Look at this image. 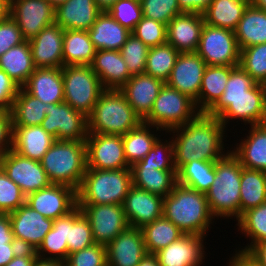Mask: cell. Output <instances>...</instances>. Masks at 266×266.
Listing matches in <instances>:
<instances>
[{
    "label": "cell",
    "mask_w": 266,
    "mask_h": 266,
    "mask_svg": "<svg viewBox=\"0 0 266 266\" xmlns=\"http://www.w3.org/2000/svg\"><path fill=\"white\" fill-rule=\"evenodd\" d=\"M168 132L174 133L172 141L177 171L190 161H217L227 154L223 151L226 129L216 116L206 112H199L191 121Z\"/></svg>",
    "instance_id": "obj_1"
},
{
    "label": "cell",
    "mask_w": 266,
    "mask_h": 266,
    "mask_svg": "<svg viewBox=\"0 0 266 266\" xmlns=\"http://www.w3.org/2000/svg\"><path fill=\"white\" fill-rule=\"evenodd\" d=\"M206 113L216 116L225 128L231 119L251 126L266 123L259 83L239 65L233 67L223 94Z\"/></svg>",
    "instance_id": "obj_2"
},
{
    "label": "cell",
    "mask_w": 266,
    "mask_h": 266,
    "mask_svg": "<svg viewBox=\"0 0 266 266\" xmlns=\"http://www.w3.org/2000/svg\"><path fill=\"white\" fill-rule=\"evenodd\" d=\"M163 216L184 234L197 236H206L214 219L206 194L178 183L163 199Z\"/></svg>",
    "instance_id": "obj_3"
},
{
    "label": "cell",
    "mask_w": 266,
    "mask_h": 266,
    "mask_svg": "<svg viewBox=\"0 0 266 266\" xmlns=\"http://www.w3.org/2000/svg\"><path fill=\"white\" fill-rule=\"evenodd\" d=\"M242 165L231 152L215 161V179L206 192L209 210L214 218L240 219V182ZM216 216V217H215Z\"/></svg>",
    "instance_id": "obj_4"
},
{
    "label": "cell",
    "mask_w": 266,
    "mask_h": 266,
    "mask_svg": "<svg viewBox=\"0 0 266 266\" xmlns=\"http://www.w3.org/2000/svg\"><path fill=\"white\" fill-rule=\"evenodd\" d=\"M40 163L51 183L78 190L87 169L86 143L56 140Z\"/></svg>",
    "instance_id": "obj_5"
},
{
    "label": "cell",
    "mask_w": 266,
    "mask_h": 266,
    "mask_svg": "<svg viewBox=\"0 0 266 266\" xmlns=\"http://www.w3.org/2000/svg\"><path fill=\"white\" fill-rule=\"evenodd\" d=\"M141 122L120 90L105 89L88 116V132L123 136Z\"/></svg>",
    "instance_id": "obj_6"
},
{
    "label": "cell",
    "mask_w": 266,
    "mask_h": 266,
    "mask_svg": "<svg viewBox=\"0 0 266 266\" xmlns=\"http://www.w3.org/2000/svg\"><path fill=\"white\" fill-rule=\"evenodd\" d=\"M133 186L131 168L99 170L87 168L77 190V204H119Z\"/></svg>",
    "instance_id": "obj_7"
},
{
    "label": "cell",
    "mask_w": 266,
    "mask_h": 266,
    "mask_svg": "<svg viewBox=\"0 0 266 266\" xmlns=\"http://www.w3.org/2000/svg\"><path fill=\"white\" fill-rule=\"evenodd\" d=\"M199 111L195 102L166 83L159 91L150 114L143 122L152 125L157 131H166L183 126L191 121Z\"/></svg>",
    "instance_id": "obj_8"
},
{
    "label": "cell",
    "mask_w": 266,
    "mask_h": 266,
    "mask_svg": "<svg viewBox=\"0 0 266 266\" xmlns=\"http://www.w3.org/2000/svg\"><path fill=\"white\" fill-rule=\"evenodd\" d=\"M64 102L87 117L105 90L90 65L62 67Z\"/></svg>",
    "instance_id": "obj_9"
},
{
    "label": "cell",
    "mask_w": 266,
    "mask_h": 266,
    "mask_svg": "<svg viewBox=\"0 0 266 266\" xmlns=\"http://www.w3.org/2000/svg\"><path fill=\"white\" fill-rule=\"evenodd\" d=\"M196 53L207 66H238L240 49L234 31L204 24Z\"/></svg>",
    "instance_id": "obj_10"
},
{
    "label": "cell",
    "mask_w": 266,
    "mask_h": 266,
    "mask_svg": "<svg viewBox=\"0 0 266 266\" xmlns=\"http://www.w3.org/2000/svg\"><path fill=\"white\" fill-rule=\"evenodd\" d=\"M42 128L56 140L85 141L88 137V117L69 104H48Z\"/></svg>",
    "instance_id": "obj_11"
},
{
    "label": "cell",
    "mask_w": 266,
    "mask_h": 266,
    "mask_svg": "<svg viewBox=\"0 0 266 266\" xmlns=\"http://www.w3.org/2000/svg\"><path fill=\"white\" fill-rule=\"evenodd\" d=\"M90 223L94 242L107 246L129 227L119 204H77Z\"/></svg>",
    "instance_id": "obj_12"
},
{
    "label": "cell",
    "mask_w": 266,
    "mask_h": 266,
    "mask_svg": "<svg viewBox=\"0 0 266 266\" xmlns=\"http://www.w3.org/2000/svg\"><path fill=\"white\" fill-rule=\"evenodd\" d=\"M85 143L87 168L119 170L131 167L125 158L122 136L88 133Z\"/></svg>",
    "instance_id": "obj_13"
},
{
    "label": "cell",
    "mask_w": 266,
    "mask_h": 266,
    "mask_svg": "<svg viewBox=\"0 0 266 266\" xmlns=\"http://www.w3.org/2000/svg\"><path fill=\"white\" fill-rule=\"evenodd\" d=\"M0 167L26 196L51 184L40 161L23 157L12 149L0 158Z\"/></svg>",
    "instance_id": "obj_14"
},
{
    "label": "cell",
    "mask_w": 266,
    "mask_h": 266,
    "mask_svg": "<svg viewBox=\"0 0 266 266\" xmlns=\"http://www.w3.org/2000/svg\"><path fill=\"white\" fill-rule=\"evenodd\" d=\"M9 13L25 40L55 22V7L47 0H11Z\"/></svg>",
    "instance_id": "obj_15"
},
{
    "label": "cell",
    "mask_w": 266,
    "mask_h": 266,
    "mask_svg": "<svg viewBox=\"0 0 266 266\" xmlns=\"http://www.w3.org/2000/svg\"><path fill=\"white\" fill-rule=\"evenodd\" d=\"M26 204L46 218L57 219L77 206V190L51 183L48 187L26 196Z\"/></svg>",
    "instance_id": "obj_16"
},
{
    "label": "cell",
    "mask_w": 266,
    "mask_h": 266,
    "mask_svg": "<svg viewBox=\"0 0 266 266\" xmlns=\"http://www.w3.org/2000/svg\"><path fill=\"white\" fill-rule=\"evenodd\" d=\"M206 67V63L196 52L179 53L165 83L191 98L197 108V98Z\"/></svg>",
    "instance_id": "obj_17"
},
{
    "label": "cell",
    "mask_w": 266,
    "mask_h": 266,
    "mask_svg": "<svg viewBox=\"0 0 266 266\" xmlns=\"http://www.w3.org/2000/svg\"><path fill=\"white\" fill-rule=\"evenodd\" d=\"M64 29L57 23L43 28L28 40L35 68H62Z\"/></svg>",
    "instance_id": "obj_18"
},
{
    "label": "cell",
    "mask_w": 266,
    "mask_h": 266,
    "mask_svg": "<svg viewBox=\"0 0 266 266\" xmlns=\"http://www.w3.org/2000/svg\"><path fill=\"white\" fill-rule=\"evenodd\" d=\"M163 197L132 186L122 204L130 227L142 228L163 216Z\"/></svg>",
    "instance_id": "obj_19"
},
{
    "label": "cell",
    "mask_w": 266,
    "mask_h": 266,
    "mask_svg": "<svg viewBox=\"0 0 266 266\" xmlns=\"http://www.w3.org/2000/svg\"><path fill=\"white\" fill-rule=\"evenodd\" d=\"M147 253L141 228L129 226L106 246L107 266H137Z\"/></svg>",
    "instance_id": "obj_20"
},
{
    "label": "cell",
    "mask_w": 266,
    "mask_h": 266,
    "mask_svg": "<svg viewBox=\"0 0 266 266\" xmlns=\"http://www.w3.org/2000/svg\"><path fill=\"white\" fill-rule=\"evenodd\" d=\"M184 234L166 248L155 253L160 266H200L205 259L204 238Z\"/></svg>",
    "instance_id": "obj_21"
},
{
    "label": "cell",
    "mask_w": 266,
    "mask_h": 266,
    "mask_svg": "<svg viewBox=\"0 0 266 266\" xmlns=\"http://www.w3.org/2000/svg\"><path fill=\"white\" fill-rule=\"evenodd\" d=\"M165 83L146 73L132 75L119 89L136 114L144 120L153 107L159 91Z\"/></svg>",
    "instance_id": "obj_22"
},
{
    "label": "cell",
    "mask_w": 266,
    "mask_h": 266,
    "mask_svg": "<svg viewBox=\"0 0 266 266\" xmlns=\"http://www.w3.org/2000/svg\"><path fill=\"white\" fill-rule=\"evenodd\" d=\"M8 214L14 237L29 242L36 249L53 227V219L44 217L26 203Z\"/></svg>",
    "instance_id": "obj_23"
},
{
    "label": "cell",
    "mask_w": 266,
    "mask_h": 266,
    "mask_svg": "<svg viewBox=\"0 0 266 266\" xmlns=\"http://www.w3.org/2000/svg\"><path fill=\"white\" fill-rule=\"evenodd\" d=\"M205 24L202 14L182 13L167 24V43L179 53L196 52Z\"/></svg>",
    "instance_id": "obj_24"
},
{
    "label": "cell",
    "mask_w": 266,
    "mask_h": 266,
    "mask_svg": "<svg viewBox=\"0 0 266 266\" xmlns=\"http://www.w3.org/2000/svg\"><path fill=\"white\" fill-rule=\"evenodd\" d=\"M22 88L45 104L64 102L62 68H35Z\"/></svg>",
    "instance_id": "obj_25"
},
{
    "label": "cell",
    "mask_w": 266,
    "mask_h": 266,
    "mask_svg": "<svg viewBox=\"0 0 266 266\" xmlns=\"http://www.w3.org/2000/svg\"><path fill=\"white\" fill-rule=\"evenodd\" d=\"M90 66L104 89L119 90L132 76L118 50H96Z\"/></svg>",
    "instance_id": "obj_26"
},
{
    "label": "cell",
    "mask_w": 266,
    "mask_h": 266,
    "mask_svg": "<svg viewBox=\"0 0 266 266\" xmlns=\"http://www.w3.org/2000/svg\"><path fill=\"white\" fill-rule=\"evenodd\" d=\"M101 12L94 0H67L55 8V23L64 30L88 31Z\"/></svg>",
    "instance_id": "obj_27"
},
{
    "label": "cell",
    "mask_w": 266,
    "mask_h": 266,
    "mask_svg": "<svg viewBox=\"0 0 266 266\" xmlns=\"http://www.w3.org/2000/svg\"><path fill=\"white\" fill-rule=\"evenodd\" d=\"M55 141L41 125L13 126L12 150L23 157L40 161Z\"/></svg>",
    "instance_id": "obj_28"
},
{
    "label": "cell",
    "mask_w": 266,
    "mask_h": 266,
    "mask_svg": "<svg viewBox=\"0 0 266 266\" xmlns=\"http://www.w3.org/2000/svg\"><path fill=\"white\" fill-rule=\"evenodd\" d=\"M250 127L249 136L231 152L244 168L266 172V123Z\"/></svg>",
    "instance_id": "obj_29"
},
{
    "label": "cell",
    "mask_w": 266,
    "mask_h": 266,
    "mask_svg": "<svg viewBox=\"0 0 266 266\" xmlns=\"http://www.w3.org/2000/svg\"><path fill=\"white\" fill-rule=\"evenodd\" d=\"M87 32L96 50L120 51L131 34L108 11H102Z\"/></svg>",
    "instance_id": "obj_30"
},
{
    "label": "cell",
    "mask_w": 266,
    "mask_h": 266,
    "mask_svg": "<svg viewBox=\"0 0 266 266\" xmlns=\"http://www.w3.org/2000/svg\"><path fill=\"white\" fill-rule=\"evenodd\" d=\"M133 186L165 198L177 184V171H163L146 164L131 167Z\"/></svg>",
    "instance_id": "obj_31"
},
{
    "label": "cell",
    "mask_w": 266,
    "mask_h": 266,
    "mask_svg": "<svg viewBox=\"0 0 266 266\" xmlns=\"http://www.w3.org/2000/svg\"><path fill=\"white\" fill-rule=\"evenodd\" d=\"M0 69L5 71L20 88L25 85L35 70L28 40L10 48L0 56Z\"/></svg>",
    "instance_id": "obj_32"
},
{
    "label": "cell",
    "mask_w": 266,
    "mask_h": 266,
    "mask_svg": "<svg viewBox=\"0 0 266 266\" xmlns=\"http://www.w3.org/2000/svg\"><path fill=\"white\" fill-rule=\"evenodd\" d=\"M234 34L240 50L266 43V11L249 4Z\"/></svg>",
    "instance_id": "obj_33"
},
{
    "label": "cell",
    "mask_w": 266,
    "mask_h": 266,
    "mask_svg": "<svg viewBox=\"0 0 266 266\" xmlns=\"http://www.w3.org/2000/svg\"><path fill=\"white\" fill-rule=\"evenodd\" d=\"M234 66H207L202 78L197 110L207 112L221 97Z\"/></svg>",
    "instance_id": "obj_34"
},
{
    "label": "cell",
    "mask_w": 266,
    "mask_h": 266,
    "mask_svg": "<svg viewBox=\"0 0 266 266\" xmlns=\"http://www.w3.org/2000/svg\"><path fill=\"white\" fill-rule=\"evenodd\" d=\"M96 49L85 30H64L63 62L69 65H91Z\"/></svg>",
    "instance_id": "obj_35"
},
{
    "label": "cell",
    "mask_w": 266,
    "mask_h": 266,
    "mask_svg": "<svg viewBox=\"0 0 266 266\" xmlns=\"http://www.w3.org/2000/svg\"><path fill=\"white\" fill-rule=\"evenodd\" d=\"M47 109L48 104L19 88L10 110L12 126L41 125Z\"/></svg>",
    "instance_id": "obj_36"
},
{
    "label": "cell",
    "mask_w": 266,
    "mask_h": 266,
    "mask_svg": "<svg viewBox=\"0 0 266 266\" xmlns=\"http://www.w3.org/2000/svg\"><path fill=\"white\" fill-rule=\"evenodd\" d=\"M249 4L248 0H213L203 14L205 23L234 31Z\"/></svg>",
    "instance_id": "obj_37"
},
{
    "label": "cell",
    "mask_w": 266,
    "mask_h": 266,
    "mask_svg": "<svg viewBox=\"0 0 266 266\" xmlns=\"http://www.w3.org/2000/svg\"><path fill=\"white\" fill-rule=\"evenodd\" d=\"M266 203V172L242 167L240 217L247 210Z\"/></svg>",
    "instance_id": "obj_38"
},
{
    "label": "cell",
    "mask_w": 266,
    "mask_h": 266,
    "mask_svg": "<svg viewBox=\"0 0 266 266\" xmlns=\"http://www.w3.org/2000/svg\"><path fill=\"white\" fill-rule=\"evenodd\" d=\"M215 175V161L193 160L177 171V183L206 194Z\"/></svg>",
    "instance_id": "obj_39"
},
{
    "label": "cell",
    "mask_w": 266,
    "mask_h": 266,
    "mask_svg": "<svg viewBox=\"0 0 266 266\" xmlns=\"http://www.w3.org/2000/svg\"><path fill=\"white\" fill-rule=\"evenodd\" d=\"M148 253L155 254L170 243L178 240L184 233L164 216L141 228Z\"/></svg>",
    "instance_id": "obj_40"
},
{
    "label": "cell",
    "mask_w": 266,
    "mask_h": 266,
    "mask_svg": "<svg viewBox=\"0 0 266 266\" xmlns=\"http://www.w3.org/2000/svg\"><path fill=\"white\" fill-rule=\"evenodd\" d=\"M151 126L141 122L122 136L125 158L130 166L142 160L157 141L158 137L150 132Z\"/></svg>",
    "instance_id": "obj_41"
},
{
    "label": "cell",
    "mask_w": 266,
    "mask_h": 266,
    "mask_svg": "<svg viewBox=\"0 0 266 266\" xmlns=\"http://www.w3.org/2000/svg\"><path fill=\"white\" fill-rule=\"evenodd\" d=\"M178 55L179 52L168 43L150 47L144 73L160 79L165 83L170 76Z\"/></svg>",
    "instance_id": "obj_42"
},
{
    "label": "cell",
    "mask_w": 266,
    "mask_h": 266,
    "mask_svg": "<svg viewBox=\"0 0 266 266\" xmlns=\"http://www.w3.org/2000/svg\"><path fill=\"white\" fill-rule=\"evenodd\" d=\"M95 244L89 221L77 205L68 213V254Z\"/></svg>",
    "instance_id": "obj_43"
},
{
    "label": "cell",
    "mask_w": 266,
    "mask_h": 266,
    "mask_svg": "<svg viewBox=\"0 0 266 266\" xmlns=\"http://www.w3.org/2000/svg\"><path fill=\"white\" fill-rule=\"evenodd\" d=\"M238 231L251 238V243L241 248V252H248L256 243L266 241V203L244 212L238 220Z\"/></svg>",
    "instance_id": "obj_44"
},
{
    "label": "cell",
    "mask_w": 266,
    "mask_h": 266,
    "mask_svg": "<svg viewBox=\"0 0 266 266\" xmlns=\"http://www.w3.org/2000/svg\"><path fill=\"white\" fill-rule=\"evenodd\" d=\"M239 66L257 83L266 80V43L241 49Z\"/></svg>",
    "instance_id": "obj_45"
},
{
    "label": "cell",
    "mask_w": 266,
    "mask_h": 266,
    "mask_svg": "<svg viewBox=\"0 0 266 266\" xmlns=\"http://www.w3.org/2000/svg\"><path fill=\"white\" fill-rule=\"evenodd\" d=\"M149 47L132 33L128 36L126 43L120 52L127 64L128 72L131 75L142 74L145 72L146 59Z\"/></svg>",
    "instance_id": "obj_46"
},
{
    "label": "cell",
    "mask_w": 266,
    "mask_h": 266,
    "mask_svg": "<svg viewBox=\"0 0 266 266\" xmlns=\"http://www.w3.org/2000/svg\"><path fill=\"white\" fill-rule=\"evenodd\" d=\"M170 140L162 142L163 140L158 138L147 155L134 164H146L163 171H177L174 164L173 141Z\"/></svg>",
    "instance_id": "obj_47"
},
{
    "label": "cell",
    "mask_w": 266,
    "mask_h": 266,
    "mask_svg": "<svg viewBox=\"0 0 266 266\" xmlns=\"http://www.w3.org/2000/svg\"><path fill=\"white\" fill-rule=\"evenodd\" d=\"M131 33L149 48L167 43V25L151 18L142 17Z\"/></svg>",
    "instance_id": "obj_48"
},
{
    "label": "cell",
    "mask_w": 266,
    "mask_h": 266,
    "mask_svg": "<svg viewBox=\"0 0 266 266\" xmlns=\"http://www.w3.org/2000/svg\"><path fill=\"white\" fill-rule=\"evenodd\" d=\"M26 203V195L0 167V213H11Z\"/></svg>",
    "instance_id": "obj_49"
},
{
    "label": "cell",
    "mask_w": 266,
    "mask_h": 266,
    "mask_svg": "<svg viewBox=\"0 0 266 266\" xmlns=\"http://www.w3.org/2000/svg\"><path fill=\"white\" fill-rule=\"evenodd\" d=\"M108 13L131 32L143 17L141 3L138 0H117Z\"/></svg>",
    "instance_id": "obj_50"
},
{
    "label": "cell",
    "mask_w": 266,
    "mask_h": 266,
    "mask_svg": "<svg viewBox=\"0 0 266 266\" xmlns=\"http://www.w3.org/2000/svg\"><path fill=\"white\" fill-rule=\"evenodd\" d=\"M143 17L168 24L181 13L178 0H141Z\"/></svg>",
    "instance_id": "obj_51"
},
{
    "label": "cell",
    "mask_w": 266,
    "mask_h": 266,
    "mask_svg": "<svg viewBox=\"0 0 266 266\" xmlns=\"http://www.w3.org/2000/svg\"><path fill=\"white\" fill-rule=\"evenodd\" d=\"M65 264L66 266H107L106 246L95 243L68 254Z\"/></svg>",
    "instance_id": "obj_52"
},
{
    "label": "cell",
    "mask_w": 266,
    "mask_h": 266,
    "mask_svg": "<svg viewBox=\"0 0 266 266\" xmlns=\"http://www.w3.org/2000/svg\"><path fill=\"white\" fill-rule=\"evenodd\" d=\"M37 255L40 259L66 261L68 257V245L67 243H63V239L58 230L52 228L46 234L42 244L37 249Z\"/></svg>",
    "instance_id": "obj_53"
},
{
    "label": "cell",
    "mask_w": 266,
    "mask_h": 266,
    "mask_svg": "<svg viewBox=\"0 0 266 266\" xmlns=\"http://www.w3.org/2000/svg\"><path fill=\"white\" fill-rule=\"evenodd\" d=\"M24 41L21 30L10 15L0 22V56Z\"/></svg>",
    "instance_id": "obj_54"
},
{
    "label": "cell",
    "mask_w": 266,
    "mask_h": 266,
    "mask_svg": "<svg viewBox=\"0 0 266 266\" xmlns=\"http://www.w3.org/2000/svg\"><path fill=\"white\" fill-rule=\"evenodd\" d=\"M19 86L0 69V110L10 111Z\"/></svg>",
    "instance_id": "obj_55"
},
{
    "label": "cell",
    "mask_w": 266,
    "mask_h": 266,
    "mask_svg": "<svg viewBox=\"0 0 266 266\" xmlns=\"http://www.w3.org/2000/svg\"><path fill=\"white\" fill-rule=\"evenodd\" d=\"M12 135L11 112L0 110V158L12 149Z\"/></svg>",
    "instance_id": "obj_56"
},
{
    "label": "cell",
    "mask_w": 266,
    "mask_h": 266,
    "mask_svg": "<svg viewBox=\"0 0 266 266\" xmlns=\"http://www.w3.org/2000/svg\"><path fill=\"white\" fill-rule=\"evenodd\" d=\"M213 0H178L181 13L204 14Z\"/></svg>",
    "instance_id": "obj_57"
},
{
    "label": "cell",
    "mask_w": 266,
    "mask_h": 266,
    "mask_svg": "<svg viewBox=\"0 0 266 266\" xmlns=\"http://www.w3.org/2000/svg\"><path fill=\"white\" fill-rule=\"evenodd\" d=\"M11 247L14 257H38L37 249L23 239L14 237Z\"/></svg>",
    "instance_id": "obj_58"
},
{
    "label": "cell",
    "mask_w": 266,
    "mask_h": 266,
    "mask_svg": "<svg viewBox=\"0 0 266 266\" xmlns=\"http://www.w3.org/2000/svg\"><path fill=\"white\" fill-rule=\"evenodd\" d=\"M14 234L8 213H0V242H12Z\"/></svg>",
    "instance_id": "obj_59"
},
{
    "label": "cell",
    "mask_w": 266,
    "mask_h": 266,
    "mask_svg": "<svg viewBox=\"0 0 266 266\" xmlns=\"http://www.w3.org/2000/svg\"><path fill=\"white\" fill-rule=\"evenodd\" d=\"M247 254L260 266H266V241L256 243Z\"/></svg>",
    "instance_id": "obj_60"
},
{
    "label": "cell",
    "mask_w": 266,
    "mask_h": 266,
    "mask_svg": "<svg viewBox=\"0 0 266 266\" xmlns=\"http://www.w3.org/2000/svg\"><path fill=\"white\" fill-rule=\"evenodd\" d=\"M236 254L229 259L228 266H260L246 252L237 251Z\"/></svg>",
    "instance_id": "obj_61"
},
{
    "label": "cell",
    "mask_w": 266,
    "mask_h": 266,
    "mask_svg": "<svg viewBox=\"0 0 266 266\" xmlns=\"http://www.w3.org/2000/svg\"><path fill=\"white\" fill-rule=\"evenodd\" d=\"M58 230L63 239V243L68 242V214L63 215L53 221V227Z\"/></svg>",
    "instance_id": "obj_62"
},
{
    "label": "cell",
    "mask_w": 266,
    "mask_h": 266,
    "mask_svg": "<svg viewBox=\"0 0 266 266\" xmlns=\"http://www.w3.org/2000/svg\"><path fill=\"white\" fill-rule=\"evenodd\" d=\"M13 258L11 242H0V266H5Z\"/></svg>",
    "instance_id": "obj_63"
},
{
    "label": "cell",
    "mask_w": 266,
    "mask_h": 266,
    "mask_svg": "<svg viewBox=\"0 0 266 266\" xmlns=\"http://www.w3.org/2000/svg\"><path fill=\"white\" fill-rule=\"evenodd\" d=\"M39 257H14L5 266H35Z\"/></svg>",
    "instance_id": "obj_64"
},
{
    "label": "cell",
    "mask_w": 266,
    "mask_h": 266,
    "mask_svg": "<svg viewBox=\"0 0 266 266\" xmlns=\"http://www.w3.org/2000/svg\"><path fill=\"white\" fill-rule=\"evenodd\" d=\"M137 266H160L155 254L147 253Z\"/></svg>",
    "instance_id": "obj_65"
},
{
    "label": "cell",
    "mask_w": 266,
    "mask_h": 266,
    "mask_svg": "<svg viewBox=\"0 0 266 266\" xmlns=\"http://www.w3.org/2000/svg\"><path fill=\"white\" fill-rule=\"evenodd\" d=\"M10 2L8 0H0V22L4 21L9 15Z\"/></svg>",
    "instance_id": "obj_66"
},
{
    "label": "cell",
    "mask_w": 266,
    "mask_h": 266,
    "mask_svg": "<svg viewBox=\"0 0 266 266\" xmlns=\"http://www.w3.org/2000/svg\"><path fill=\"white\" fill-rule=\"evenodd\" d=\"M35 266H66V264L59 260H45L38 258Z\"/></svg>",
    "instance_id": "obj_67"
},
{
    "label": "cell",
    "mask_w": 266,
    "mask_h": 266,
    "mask_svg": "<svg viewBox=\"0 0 266 266\" xmlns=\"http://www.w3.org/2000/svg\"><path fill=\"white\" fill-rule=\"evenodd\" d=\"M101 11H108L117 0H94Z\"/></svg>",
    "instance_id": "obj_68"
},
{
    "label": "cell",
    "mask_w": 266,
    "mask_h": 266,
    "mask_svg": "<svg viewBox=\"0 0 266 266\" xmlns=\"http://www.w3.org/2000/svg\"><path fill=\"white\" fill-rule=\"evenodd\" d=\"M249 3L257 9L266 11V0H250Z\"/></svg>",
    "instance_id": "obj_69"
},
{
    "label": "cell",
    "mask_w": 266,
    "mask_h": 266,
    "mask_svg": "<svg viewBox=\"0 0 266 266\" xmlns=\"http://www.w3.org/2000/svg\"><path fill=\"white\" fill-rule=\"evenodd\" d=\"M259 86H260L261 91H262L263 107H264L265 120H266V80L260 82Z\"/></svg>",
    "instance_id": "obj_70"
},
{
    "label": "cell",
    "mask_w": 266,
    "mask_h": 266,
    "mask_svg": "<svg viewBox=\"0 0 266 266\" xmlns=\"http://www.w3.org/2000/svg\"><path fill=\"white\" fill-rule=\"evenodd\" d=\"M50 4H52L55 8L62 4L63 2H66L67 0H47Z\"/></svg>",
    "instance_id": "obj_71"
}]
</instances>
